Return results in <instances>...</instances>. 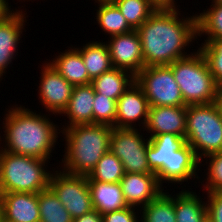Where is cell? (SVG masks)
I'll list each match as a JSON object with an SVG mask.
<instances>
[{
    "label": "cell",
    "instance_id": "obj_38",
    "mask_svg": "<svg viewBox=\"0 0 222 222\" xmlns=\"http://www.w3.org/2000/svg\"><path fill=\"white\" fill-rule=\"evenodd\" d=\"M220 112V115L222 116V85L217 86V93L215 96V102H214Z\"/></svg>",
    "mask_w": 222,
    "mask_h": 222
},
{
    "label": "cell",
    "instance_id": "obj_30",
    "mask_svg": "<svg viewBox=\"0 0 222 222\" xmlns=\"http://www.w3.org/2000/svg\"><path fill=\"white\" fill-rule=\"evenodd\" d=\"M217 85H222V39H206L198 48Z\"/></svg>",
    "mask_w": 222,
    "mask_h": 222
},
{
    "label": "cell",
    "instance_id": "obj_16",
    "mask_svg": "<svg viewBox=\"0 0 222 222\" xmlns=\"http://www.w3.org/2000/svg\"><path fill=\"white\" fill-rule=\"evenodd\" d=\"M25 12L26 10L23 12L20 8L19 10L16 8L7 18L0 20V81L7 72L8 65L10 67L12 60L16 59L15 54L18 55L16 53L18 44L28 17L25 16L27 14Z\"/></svg>",
    "mask_w": 222,
    "mask_h": 222
},
{
    "label": "cell",
    "instance_id": "obj_37",
    "mask_svg": "<svg viewBox=\"0 0 222 222\" xmlns=\"http://www.w3.org/2000/svg\"><path fill=\"white\" fill-rule=\"evenodd\" d=\"M13 12L7 0H0V20L7 18Z\"/></svg>",
    "mask_w": 222,
    "mask_h": 222
},
{
    "label": "cell",
    "instance_id": "obj_25",
    "mask_svg": "<svg viewBox=\"0 0 222 222\" xmlns=\"http://www.w3.org/2000/svg\"><path fill=\"white\" fill-rule=\"evenodd\" d=\"M140 222H176L174 195L162 192L157 198L150 201L141 209Z\"/></svg>",
    "mask_w": 222,
    "mask_h": 222
},
{
    "label": "cell",
    "instance_id": "obj_1",
    "mask_svg": "<svg viewBox=\"0 0 222 222\" xmlns=\"http://www.w3.org/2000/svg\"><path fill=\"white\" fill-rule=\"evenodd\" d=\"M179 8L156 9L136 30L139 34L145 66L170 65L187 57L185 52L197 38V16L180 18Z\"/></svg>",
    "mask_w": 222,
    "mask_h": 222
},
{
    "label": "cell",
    "instance_id": "obj_2",
    "mask_svg": "<svg viewBox=\"0 0 222 222\" xmlns=\"http://www.w3.org/2000/svg\"><path fill=\"white\" fill-rule=\"evenodd\" d=\"M5 114L2 122L4 138L0 136V141L5 143L3 147L0 146L1 149L17 155L49 160L61 132L49 115H41V112L38 114L24 106L18 107L17 104Z\"/></svg>",
    "mask_w": 222,
    "mask_h": 222
},
{
    "label": "cell",
    "instance_id": "obj_33",
    "mask_svg": "<svg viewBox=\"0 0 222 222\" xmlns=\"http://www.w3.org/2000/svg\"><path fill=\"white\" fill-rule=\"evenodd\" d=\"M208 222H222V191L207 193Z\"/></svg>",
    "mask_w": 222,
    "mask_h": 222
},
{
    "label": "cell",
    "instance_id": "obj_27",
    "mask_svg": "<svg viewBox=\"0 0 222 222\" xmlns=\"http://www.w3.org/2000/svg\"><path fill=\"white\" fill-rule=\"evenodd\" d=\"M124 174L121 160L109 150L97 162L87 178L88 181L116 183L121 181Z\"/></svg>",
    "mask_w": 222,
    "mask_h": 222
},
{
    "label": "cell",
    "instance_id": "obj_19",
    "mask_svg": "<svg viewBox=\"0 0 222 222\" xmlns=\"http://www.w3.org/2000/svg\"><path fill=\"white\" fill-rule=\"evenodd\" d=\"M48 63L73 86L91 83L81 53L76 47H69Z\"/></svg>",
    "mask_w": 222,
    "mask_h": 222
},
{
    "label": "cell",
    "instance_id": "obj_24",
    "mask_svg": "<svg viewBox=\"0 0 222 222\" xmlns=\"http://www.w3.org/2000/svg\"><path fill=\"white\" fill-rule=\"evenodd\" d=\"M98 3L96 9L97 23L100 29L110 37L128 33L133 31L126 21V18L121 14V11L112 0H95Z\"/></svg>",
    "mask_w": 222,
    "mask_h": 222
},
{
    "label": "cell",
    "instance_id": "obj_5",
    "mask_svg": "<svg viewBox=\"0 0 222 222\" xmlns=\"http://www.w3.org/2000/svg\"><path fill=\"white\" fill-rule=\"evenodd\" d=\"M48 162L0 149V193H39L49 188L52 171L46 168Z\"/></svg>",
    "mask_w": 222,
    "mask_h": 222
},
{
    "label": "cell",
    "instance_id": "obj_31",
    "mask_svg": "<svg viewBox=\"0 0 222 222\" xmlns=\"http://www.w3.org/2000/svg\"><path fill=\"white\" fill-rule=\"evenodd\" d=\"M117 101L95 92L93 101V124L115 127Z\"/></svg>",
    "mask_w": 222,
    "mask_h": 222
},
{
    "label": "cell",
    "instance_id": "obj_21",
    "mask_svg": "<svg viewBox=\"0 0 222 222\" xmlns=\"http://www.w3.org/2000/svg\"><path fill=\"white\" fill-rule=\"evenodd\" d=\"M174 196L176 222H208L207 204L199 194L182 189Z\"/></svg>",
    "mask_w": 222,
    "mask_h": 222
},
{
    "label": "cell",
    "instance_id": "obj_23",
    "mask_svg": "<svg viewBox=\"0 0 222 222\" xmlns=\"http://www.w3.org/2000/svg\"><path fill=\"white\" fill-rule=\"evenodd\" d=\"M76 49L81 53L87 73L91 79L113 68L109 48L105 42L93 40Z\"/></svg>",
    "mask_w": 222,
    "mask_h": 222
},
{
    "label": "cell",
    "instance_id": "obj_3",
    "mask_svg": "<svg viewBox=\"0 0 222 222\" xmlns=\"http://www.w3.org/2000/svg\"><path fill=\"white\" fill-rule=\"evenodd\" d=\"M149 138L146 151L148 165L162 186L167 182L182 185L189 179H200L198 167L202 165L185 138L173 133Z\"/></svg>",
    "mask_w": 222,
    "mask_h": 222
},
{
    "label": "cell",
    "instance_id": "obj_34",
    "mask_svg": "<svg viewBox=\"0 0 222 222\" xmlns=\"http://www.w3.org/2000/svg\"><path fill=\"white\" fill-rule=\"evenodd\" d=\"M137 208L128 206L125 209L108 212L102 215V222H139ZM138 220V221H137Z\"/></svg>",
    "mask_w": 222,
    "mask_h": 222
},
{
    "label": "cell",
    "instance_id": "obj_11",
    "mask_svg": "<svg viewBox=\"0 0 222 222\" xmlns=\"http://www.w3.org/2000/svg\"><path fill=\"white\" fill-rule=\"evenodd\" d=\"M45 64V65H44ZM39 98L46 112L60 115L66 108L74 86L61 76L47 61L40 72Z\"/></svg>",
    "mask_w": 222,
    "mask_h": 222
},
{
    "label": "cell",
    "instance_id": "obj_22",
    "mask_svg": "<svg viewBox=\"0 0 222 222\" xmlns=\"http://www.w3.org/2000/svg\"><path fill=\"white\" fill-rule=\"evenodd\" d=\"M134 81L135 76L131 72L113 67L111 70L93 78L91 84L96 93L117 101Z\"/></svg>",
    "mask_w": 222,
    "mask_h": 222
},
{
    "label": "cell",
    "instance_id": "obj_9",
    "mask_svg": "<svg viewBox=\"0 0 222 222\" xmlns=\"http://www.w3.org/2000/svg\"><path fill=\"white\" fill-rule=\"evenodd\" d=\"M139 130L112 128L109 150L121 160L125 173H153L146 157L150 138L145 139Z\"/></svg>",
    "mask_w": 222,
    "mask_h": 222
},
{
    "label": "cell",
    "instance_id": "obj_10",
    "mask_svg": "<svg viewBox=\"0 0 222 222\" xmlns=\"http://www.w3.org/2000/svg\"><path fill=\"white\" fill-rule=\"evenodd\" d=\"M51 174L49 187L58 196L71 217L77 218L93 209L88 178L86 175H72L62 170Z\"/></svg>",
    "mask_w": 222,
    "mask_h": 222
},
{
    "label": "cell",
    "instance_id": "obj_4",
    "mask_svg": "<svg viewBox=\"0 0 222 222\" xmlns=\"http://www.w3.org/2000/svg\"><path fill=\"white\" fill-rule=\"evenodd\" d=\"M112 128L103 124H80L61 128L65 139L62 171L72 175H86L109 151Z\"/></svg>",
    "mask_w": 222,
    "mask_h": 222
},
{
    "label": "cell",
    "instance_id": "obj_36",
    "mask_svg": "<svg viewBox=\"0 0 222 222\" xmlns=\"http://www.w3.org/2000/svg\"><path fill=\"white\" fill-rule=\"evenodd\" d=\"M157 9H175L178 7L175 0H149ZM177 6V7H176Z\"/></svg>",
    "mask_w": 222,
    "mask_h": 222
},
{
    "label": "cell",
    "instance_id": "obj_20",
    "mask_svg": "<svg viewBox=\"0 0 222 222\" xmlns=\"http://www.w3.org/2000/svg\"><path fill=\"white\" fill-rule=\"evenodd\" d=\"M93 209L100 214L118 211L128 207L119 182L105 183L88 181Z\"/></svg>",
    "mask_w": 222,
    "mask_h": 222
},
{
    "label": "cell",
    "instance_id": "obj_29",
    "mask_svg": "<svg viewBox=\"0 0 222 222\" xmlns=\"http://www.w3.org/2000/svg\"><path fill=\"white\" fill-rule=\"evenodd\" d=\"M196 16L197 36L205 34L206 39H222V4L211 3L210 8Z\"/></svg>",
    "mask_w": 222,
    "mask_h": 222
},
{
    "label": "cell",
    "instance_id": "obj_17",
    "mask_svg": "<svg viewBox=\"0 0 222 222\" xmlns=\"http://www.w3.org/2000/svg\"><path fill=\"white\" fill-rule=\"evenodd\" d=\"M2 222H40L38 193H0Z\"/></svg>",
    "mask_w": 222,
    "mask_h": 222
},
{
    "label": "cell",
    "instance_id": "obj_14",
    "mask_svg": "<svg viewBox=\"0 0 222 222\" xmlns=\"http://www.w3.org/2000/svg\"><path fill=\"white\" fill-rule=\"evenodd\" d=\"M119 183L127 205L139 209L164 191L155 173H125Z\"/></svg>",
    "mask_w": 222,
    "mask_h": 222
},
{
    "label": "cell",
    "instance_id": "obj_15",
    "mask_svg": "<svg viewBox=\"0 0 222 222\" xmlns=\"http://www.w3.org/2000/svg\"><path fill=\"white\" fill-rule=\"evenodd\" d=\"M154 137L163 133H173L185 138L186 106H150L143 132Z\"/></svg>",
    "mask_w": 222,
    "mask_h": 222
},
{
    "label": "cell",
    "instance_id": "obj_18",
    "mask_svg": "<svg viewBox=\"0 0 222 222\" xmlns=\"http://www.w3.org/2000/svg\"><path fill=\"white\" fill-rule=\"evenodd\" d=\"M95 91L91 83L74 86L70 100L61 114L67 118V128L80 124H93V101Z\"/></svg>",
    "mask_w": 222,
    "mask_h": 222
},
{
    "label": "cell",
    "instance_id": "obj_7",
    "mask_svg": "<svg viewBox=\"0 0 222 222\" xmlns=\"http://www.w3.org/2000/svg\"><path fill=\"white\" fill-rule=\"evenodd\" d=\"M186 143L200 160L222 152V116L215 103L186 106Z\"/></svg>",
    "mask_w": 222,
    "mask_h": 222
},
{
    "label": "cell",
    "instance_id": "obj_26",
    "mask_svg": "<svg viewBox=\"0 0 222 222\" xmlns=\"http://www.w3.org/2000/svg\"><path fill=\"white\" fill-rule=\"evenodd\" d=\"M40 222H73V218L49 187L38 193Z\"/></svg>",
    "mask_w": 222,
    "mask_h": 222
},
{
    "label": "cell",
    "instance_id": "obj_39",
    "mask_svg": "<svg viewBox=\"0 0 222 222\" xmlns=\"http://www.w3.org/2000/svg\"><path fill=\"white\" fill-rule=\"evenodd\" d=\"M211 3H215V4H222V0H212Z\"/></svg>",
    "mask_w": 222,
    "mask_h": 222
},
{
    "label": "cell",
    "instance_id": "obj_8",
    "mask_svg": "<svg viewBox=\"0 0 222 222\" xmlns=\"http://www.w3.org/2000/svg\"><path fill=\"white\" fill-rule=\"evenodd\" d=\"M135 82L142 88L149 106H187L168 65L145 66Z\"/></svg>",
    "mask_w": 222,
    "mask_h": 222
},
{
    "label": "cell",
    "instance_id": "obj_13",
    "mask_svg": "<svg viewBox=\"0 0 222 222\" xmlns=\"http://www.w3.org/2000/svg\"><path fill=\"white\" fill-rule=\"evenodd\" d=\"M149 107L145 93L134 81L117 100L115 128L134 129L138 120V125H142L141 129H144Z\"/></svg>",
    "mask_w": 222,
    "mask_h": 222
},
{
    "label": "cell",
    "instance_id": "obj_35",
    "mask_svg": "<svg viewBox=\"0 0 222 222\" xmlns=\"http://www.w3.org/2000/svg\"><path fill=\"white\" fill-rule=\"evenodd\" d=\"M73 222H102V214L97 210H92L87 214L74 218Z\"/></svg>",
    "mask_w": 222,
    "mask_h": 222
},
{
    "label": "cell",
    "instance_id": "obj_6",
    "mask_svg": "<svg viewBox=\"0 0 222 222\" xmlns=\"http://www.w3.org/2000/svg\"><path fill=\"white\" fill-rule=\"evenodd\" d=\"M168 66L172 69L186 105L215 102L218 85L199 49Z\"/></svg>",
    "mask_w": 222,
    "mask_h": 222
},
{
    "label": "cell",
    "instance_id": "obj_40",
    "mask_svg": "<svg viewBox=\"0 0 222 222\" xmlns=\"http://www.w3.org/2000/svg\"><path fill=\"white\" fill-rule=\"evenodd\" d=\"M0 222H2V208H1V204H0Z\"/></svg>",
    "mask_w": 222,
    "mask_h": 222
},
{
    "label": "cell",
    "instance_id": "obj_32",
    "mask_svg": "<svg viewBox=\"0 0 222 222\" xmlns=\"http://www.w3.org/2000/svg\"><path fill=\"white\" fill-rule=\"evenodd\" d=\"M206 161L207 172L204 186L205 193L222 191V152L213 153L204 157ZM209 161V162H208ZM209 163V164H208Z\"/></svg>",
    "mask_w": 222,
    "mask_h": 222
},
{
    "label": "cell",
    "instance_id": "obj_12",
    "mask_svg": "<svg viewBox=\"0 0 222 222\" xmlns=\"http://www.w3.org/2000/svg\"><path fill=\"white\" fill-rule=\"evenodd\" d=\"M106 43L114 68L127 70L136 76L145 67L141 41L136 30L110 37Z\"/></svg>",
    "mask_w": 222,
    "mask_h": 222
},
{
    "label": "cell",
    "instance_id": "obj_28",
    "mask_svg": "<svg viewBox=\"0 0 222 222\" xmlns=\"http://www.w3.org/2000/svg\"><path fill=\"white\" fill-rule=\"evenodd\" d=\"M112 1L133 30H137L157 9L149 0Z\"/></svg>",
    "mask_w": 222,
    "mask_h": 222
}]
</instances>
